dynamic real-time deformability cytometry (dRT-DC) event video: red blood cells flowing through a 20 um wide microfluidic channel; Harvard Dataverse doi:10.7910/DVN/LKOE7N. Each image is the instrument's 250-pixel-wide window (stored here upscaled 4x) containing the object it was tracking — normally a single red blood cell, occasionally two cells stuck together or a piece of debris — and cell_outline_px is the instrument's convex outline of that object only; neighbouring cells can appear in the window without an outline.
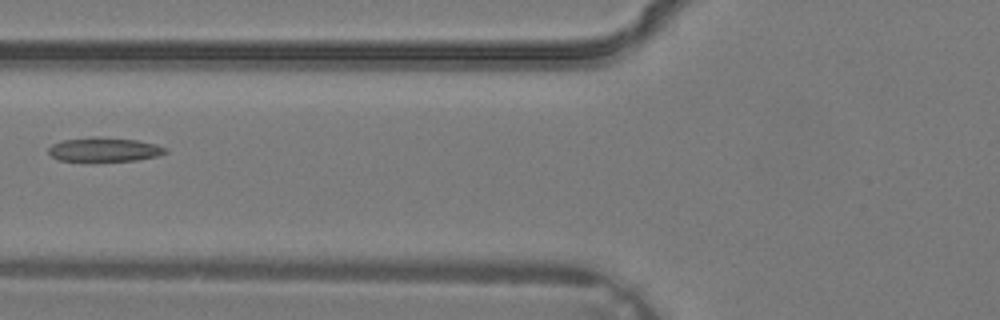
{"species": "common noctule bat (a hibernating species)", "species_latin": "Nyctalus noctula", "temperature_condition": "warm", "stored_images_in_passage": 5, "camera_frame_rate_fps": 3000, "um_per_image_px": 0.085, "animal": {"sex": "male", "body_mass_g": 19.2, "forearm_length_mm": 51.8}, "frame": {"image": 1, "passage_image": 5, "time_ms": 1.333, "image_size_px": [1000, 320], "cell_outline_px": [[168, 152], [156, 156], [136, 160], [60, 160], [52, 156], [48, 152], [48, 148], [52, 144], [64, 140], [92, 136], [100, 136], [136, 140], [156, 144], [168, 148]], "centroid_in_image_um": [8.89, 12.68], "position_along_channel_um": 116.9, "area_um2": 16.24}}